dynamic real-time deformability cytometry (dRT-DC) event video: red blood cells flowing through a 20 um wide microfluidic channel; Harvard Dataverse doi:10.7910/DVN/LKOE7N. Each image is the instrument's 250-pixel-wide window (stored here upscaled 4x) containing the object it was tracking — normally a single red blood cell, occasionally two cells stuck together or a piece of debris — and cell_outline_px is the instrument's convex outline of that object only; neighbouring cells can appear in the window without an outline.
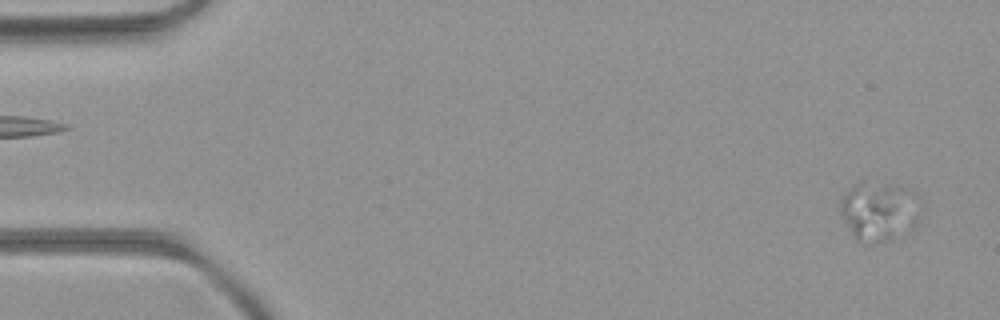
{"species": "common noctule bat (a hibernating species)", "species_latin": "Nyctalus noctula", "temperature_condition": "room temperature", "stored_images_in_passage": 3, "camera_frame_rate_fps": 3000, "um_per_image_px": 0.085, "animal": {"sex": "female", "body_mass_g": 21.9}, "frame": {"image": 1, "passage_image": 1, "time_ms": 0.0, "image_size_px": [1000, 320], "cell_outline_px": [[904, 188], [892, 236], [888, 240], [872, 244], [860, 244], [856, 240], [844, 220], [840, 212], [840, 196], [844, 192], [856, 184], [888, 184]], "centroid_in_image_um": [74.05, 17.96], "position_along_channel_um": 10.9, "area_um2": 21.62}}